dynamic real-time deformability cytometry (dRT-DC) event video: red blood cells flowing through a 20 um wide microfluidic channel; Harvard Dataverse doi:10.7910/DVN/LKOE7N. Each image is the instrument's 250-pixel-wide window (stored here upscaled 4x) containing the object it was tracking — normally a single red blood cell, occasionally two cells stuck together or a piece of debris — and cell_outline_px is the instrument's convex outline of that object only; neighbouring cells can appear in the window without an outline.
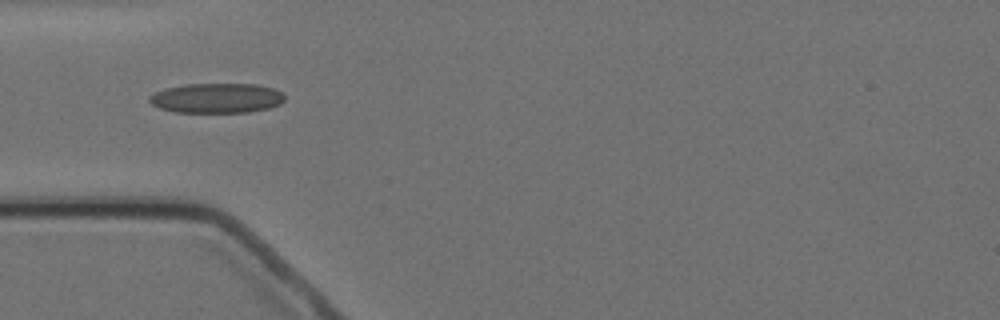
{"species": "Egyptian fruit bat (a non-hibernating species)", "species_latin": "Rousettus aegyptiacus", "temperature_condition": "cold", "stored_images_in_passage": 11, "camera_frame_rate_fps": 3000, "um_per_image_px": 0.085, "animal": {"sex": "female"}, "frame": {"image": 1, "passage_image": 1, "time_ms": 0.0, "image_size_px": [1000, 320], "cell_outline_px": [[284, 100], [280, 104], [268, 108], [248, 112], [176, 112], [160, 108], [152, 104], [148, 100], [148, 96], [164, 88], [184, 84], [256, 84], [276, 88], [284, 96]], "centroid_in_image_um": [18.41, 8.33], "position_along_channel_um": 66.6, "area_um2": 23.58}}
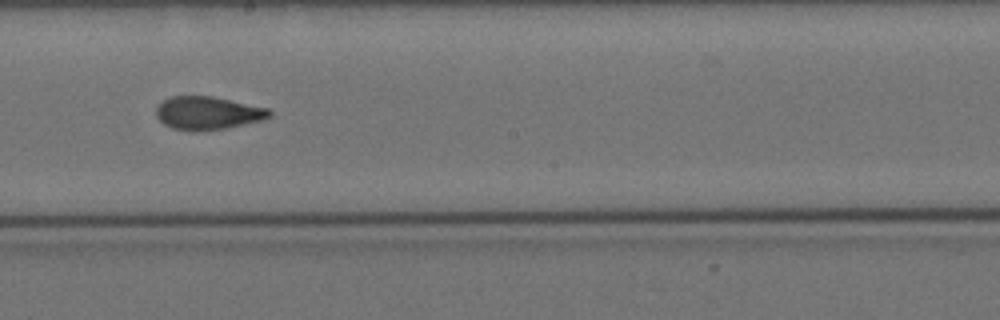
{"frame": {"image": 2, "passage_image": 5, "time_ms": 4.667, "image_size_px": [1000, 320], "cell_outline_px": [[272, 116], [264, 120], [228, 128], [192, 132], [172, 128], [164, 124], [156, 116], [156, 108], [168, 96], [212, 96], [268, 108], [272, 112]], "centroid_in_image_um": [17.67, 9.62], "position_along_channel_um": 230.5, "area_um2": 22.08}}
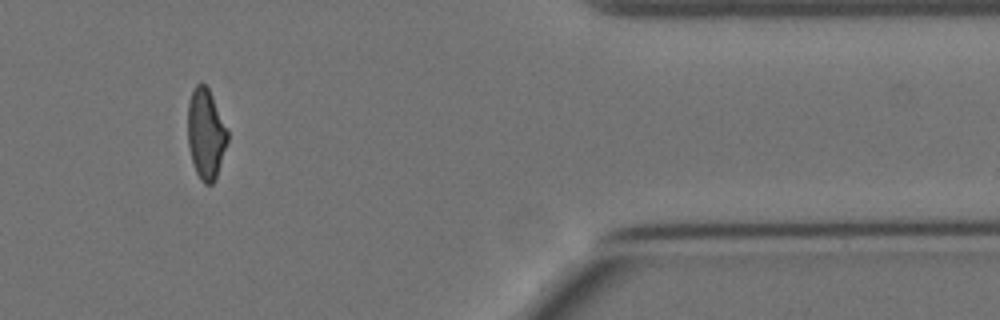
{"frame": {"image": 3, "passage_image": 10, "time_ms": 10.333, "image_size_px": [1000, 320], "cell_outline_px": [[228, 140], [216, 180], [212, 184], [204, 184], [200, 180], [196, 172], [192, 160], [188, 144], [188, 104], [192, 92], [196, 84], [200, 80], [208, 88], [212, 96], [228, 132]], "centroid_in_image_um": [17.49, 11.4], "position_along_channel_um": 393.9, "area_um2": 20.87}, "authors_computed_cell_mechanics": {"area_um2": 21.5594, "velocity_mm_per_s": 3.4888, "shape_relaxation_time_tau1_ms": 8.9147, "shape_relaxation_time_tau2_ms": 1.6573, "deformation_change_tau1": 0.1981, "deformation_change_tau2": 0.0678}}